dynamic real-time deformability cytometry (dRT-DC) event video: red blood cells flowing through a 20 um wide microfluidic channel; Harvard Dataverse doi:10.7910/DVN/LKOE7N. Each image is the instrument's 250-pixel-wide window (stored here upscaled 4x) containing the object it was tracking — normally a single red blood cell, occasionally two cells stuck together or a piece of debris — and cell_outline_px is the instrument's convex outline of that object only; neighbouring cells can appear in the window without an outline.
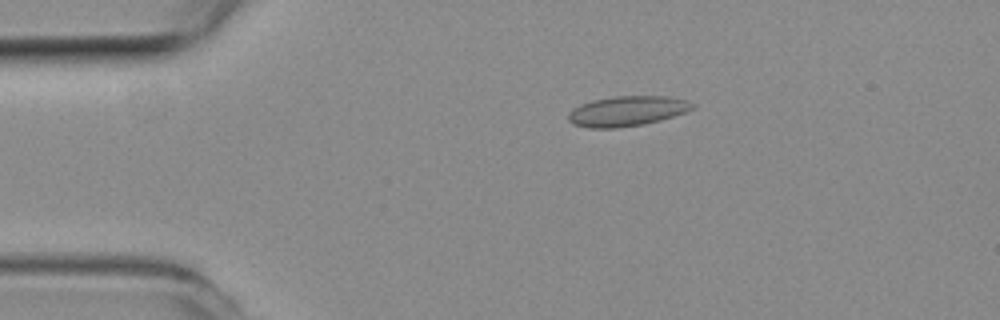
{"species": "common noctule bat (a hibernating species)", "species_latin": "Nyctalus noctula", "temperature_condition": "room temperature", "stored_images_in_passage": 51, "camera_frame_rate_fps": 3000, "um_per_image_px": 0.085, "animal": {"sex": "female", "body_mass_g": 19.3, "forearm_length_mm": 54.1}, "frame": {"image": 1, "passage_image": 10, "time_ms": 3.0, "image_size_px": [1000, 320], "cell_outline_px": [[696, 108], [660, 120], [644, 124], [616, 128], [588, 128], [572, 124], [568, 120], [568, 112], [572, 108], [580, 104], [592, 100], [616, 96], [668, 96], [684, 100], [696, 104]], "centroid_in_image_um": [53.26, 9.44], "position_along_channel_um": 31.7, "area_um2": 21.85}}
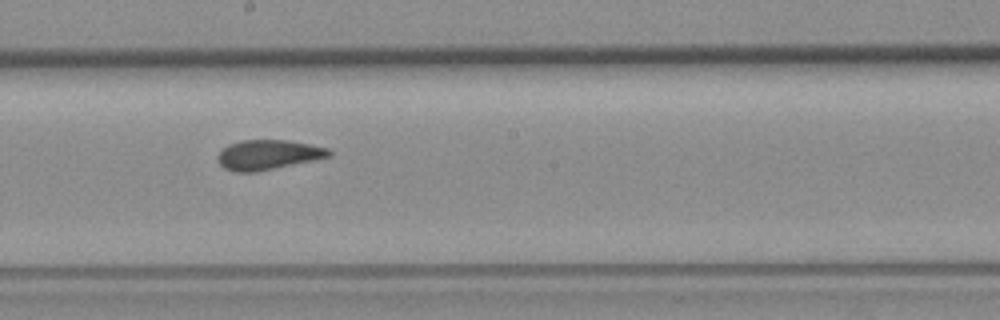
{"frame": {"image": 2, "passage_image": 28, "time_ms": 9.0, "image_size_px": [1000, 320], "cell_outline_px": [[332, 156], [256, 172], [236, 172], [224, 168], [220, 164], [216, 156], [228, 144], [240, 140], [288, 140], [328, 148], [332, 152]], "centroid_in_image_um": [22.77, 13.15], "position_along_channel_um": 225.4, "area_um2": 19.25}}
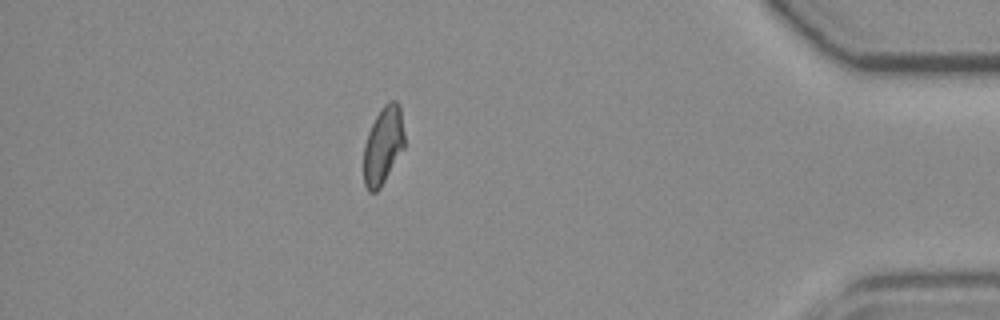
{"frame": {"image": 3, "passage_image": 45, "time_ms": 14.667, "image_size_px": [1000, 320], "cell_outline_px": [[404, 148], [380, 188], [376, 192], [368, 192], [364, 184], [364, 144], [368, 132], [380, 108], [384, 104], [392, 100], [396, 100], [400, 104], [404, 132]], "centroid_in_image_um": [32.57, 12.34], "position_along_channel_um": 402.6, "area_um2": 18.55}, "authors_computed_cell_mechanics": {"area_um2": 19.363, "velocity_mm_per_s": 3.9798, "shape_relaxation_time_tau1_ms": 10.7025, "shape_relaxation_time_tau2_ms": 1.5044, "deformation_change_tau1": 0.1607, "deformation_change_tau2": 0.0373}}